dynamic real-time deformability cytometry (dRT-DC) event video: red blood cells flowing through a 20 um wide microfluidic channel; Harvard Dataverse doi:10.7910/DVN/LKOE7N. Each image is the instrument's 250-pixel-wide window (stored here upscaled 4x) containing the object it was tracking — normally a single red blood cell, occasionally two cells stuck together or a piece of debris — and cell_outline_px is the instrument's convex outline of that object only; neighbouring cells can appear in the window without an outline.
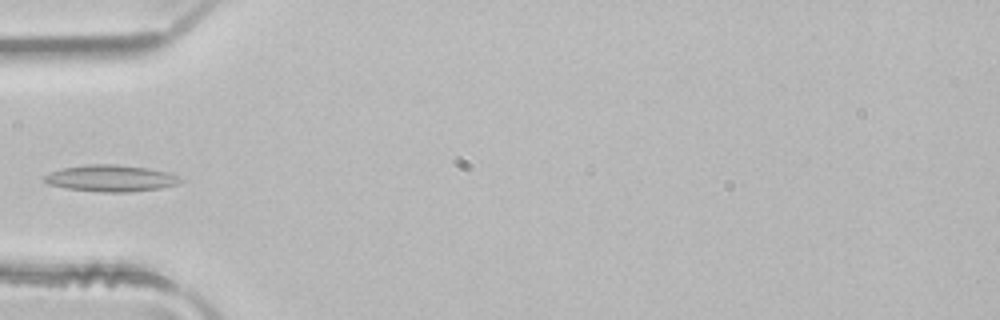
{"species": "common noctule bat (a hibernating species)", "species_latin": "Nyctalus noctula", "temperature_condition": "room temperature", "stored_images_in_passage": 3, "camera_frame_rate_fps": 3000, "um_per_image_px": 0.085, "animal": {"sex": "male", "body_mass_g": 21.5, "forearm_length_mm": 52.0}, "frame": {"image": 1, "passage_image": 3, "time_ms": 0.667, "image_size_px": [1000, 320], "cell_outline_px": [[180, 180], [176, 184], [160, 188], [128, 192], [100, 192], [68, 188], [48, 184], [44, 180], [44, 176], [60, 168], [88, 164], [116, 164], [148, 168], [164, 172], [176, 176]], "centroid_in_image_um": [9.36, 15.15], "position_along_channel_um": 75.6, "area_um2": 20.69}}